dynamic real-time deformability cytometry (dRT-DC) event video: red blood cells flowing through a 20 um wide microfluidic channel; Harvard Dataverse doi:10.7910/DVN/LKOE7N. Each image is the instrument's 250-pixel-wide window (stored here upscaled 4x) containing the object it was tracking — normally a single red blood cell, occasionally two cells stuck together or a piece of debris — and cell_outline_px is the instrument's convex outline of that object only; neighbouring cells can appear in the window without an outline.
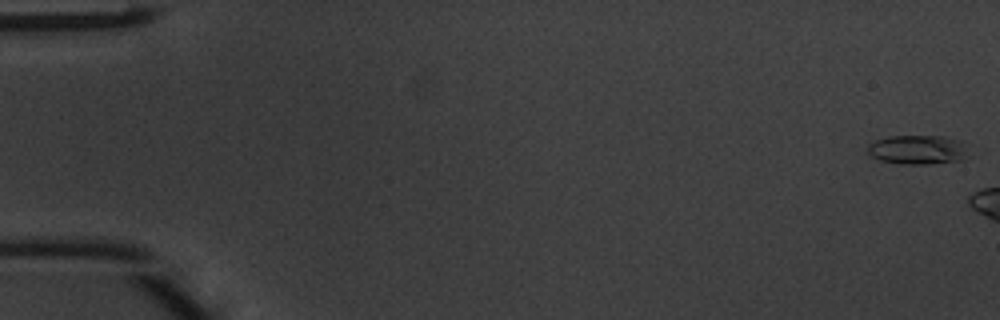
{"species": "common noctule bat (a hibernating species)", "species_latin": "Nyctalus noctula", "temperature_condition": "warm", "stored_images_in_passage": 6, "camera_frame_rate_fps": 3000, "um_per_image_px": 0.085, "animal": {"sex": "male", "body_mass_g": 20.1, "forearm_length_mm": 53.5}, "frame": {"image": 1, "passage_image": 1, "time_ms": 0.0, "image_size_px": [1000, 320], "cell_outline_px": [[968, 156], [964, 160], [928, 164], [900, 164], [880, 160], [872, 156], [868, 152], [868, 144], [876, 140], [888, 136], [944, 136], [964, 140]], "centroid_in_image_um": [78.06, 12.72], "position_along_channel_um": 6.9, "area_um2": 17.46}}